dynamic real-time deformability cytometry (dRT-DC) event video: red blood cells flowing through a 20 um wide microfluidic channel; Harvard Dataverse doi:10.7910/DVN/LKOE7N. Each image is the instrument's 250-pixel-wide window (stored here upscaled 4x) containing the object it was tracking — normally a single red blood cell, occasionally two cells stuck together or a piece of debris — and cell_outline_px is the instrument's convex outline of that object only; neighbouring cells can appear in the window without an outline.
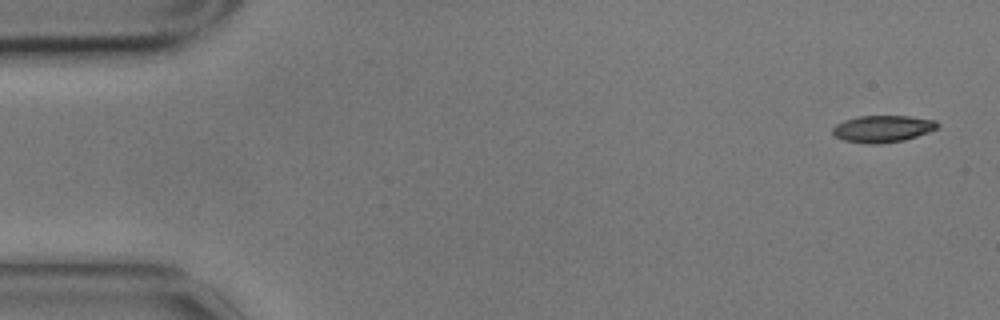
{"species": "common noctule bat (a hibernating species)", "species_latin": "Nyctalus noctula", "temperature_condition": "cold", "stored_images_in_passage": 6, "segment_of_instrument_passage": [1, 2], "camera_frame_rate_fps": 3000, "um_per_image_px": 0.085, "animal": {"sex": "male", "body_mass_g": 17.9}, "frame": {"image": 1, "passage_image": 1, "time_ms": 0.0, "image_size_px": [1000, 320], "cell_outline_px": [[940, 128], [904, 140], [880, 144], [868, 144], [844, 140], [836, 136], [832, 132], [832, 128], [836, 124], [844, 120], [860, 116], [908, 116], [936, 120], [940, 124]], "centroid_in_image_um": [75.06, 10.94], "position_along_channel_um": 9.9, "area_um2": 16.47}}
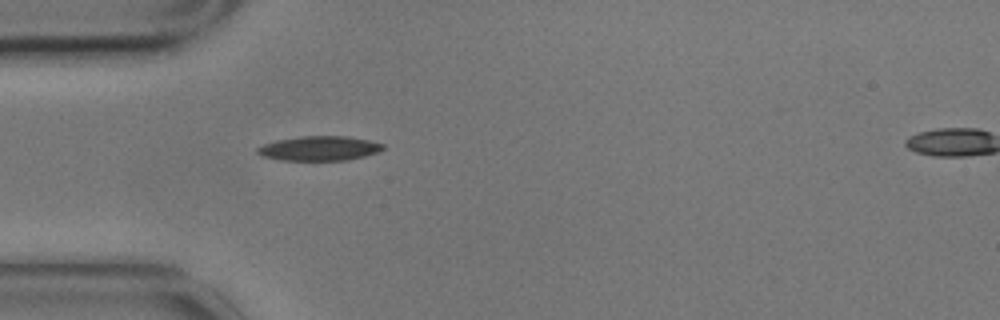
{"frame": {"image": 2, "passage_image": 5, "time_ms": 1.333, "image_size_px": [1000, 320], "cell_outline_px": [[384, 148], [380, 152], [348, 160], [280, 160], [260, 156], [256, 152], [256, 148], [264, 144], [276, 140], [300, 136], [348, 136], [368, 140], [384, 144]], "centroid_in_image_um": [27.13, 12.61], "position_along_channel_um": 57.9, "area_um2": 18.09}}